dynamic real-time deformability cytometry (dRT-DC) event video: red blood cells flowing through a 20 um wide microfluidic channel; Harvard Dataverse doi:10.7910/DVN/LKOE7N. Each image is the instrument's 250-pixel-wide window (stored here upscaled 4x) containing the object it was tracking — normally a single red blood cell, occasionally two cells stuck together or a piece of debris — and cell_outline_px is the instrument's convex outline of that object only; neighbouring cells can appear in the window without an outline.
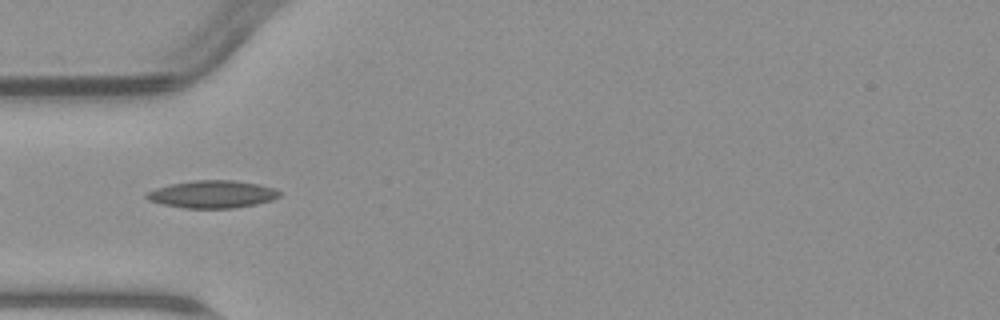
{"species": "common noctule bat (a hibernating species)", "species_latin": "Nyctalus noctula", "temperature_condition": "warm", "stored_images_in_passage": 8, "camera_frame_rate_fps": 3000, "um_per_image_px": 0.085, "animal": {"sex": "male", "body_mass_g": 23.1, "forearm_length_mm": 52.7}, "frame": {"image": 1, "passage_image": 5, "time_ms": 4.667, "image_size_px": [1000, 320], "cell_outline_px": [[280, 196], [272, 200], [256, 204], [232, 208], [184, 208], [164, 204], [148, 200], [144, 196], [148, 192], [156, 188], [172, 184], [192, 180], [232, 180], [260, 184], [276, 188], [280, 192]], "centroid_in_image_um": [18.08, 16.5], "position_along_channel_um": 66.9, "area_um2": 21.27}}
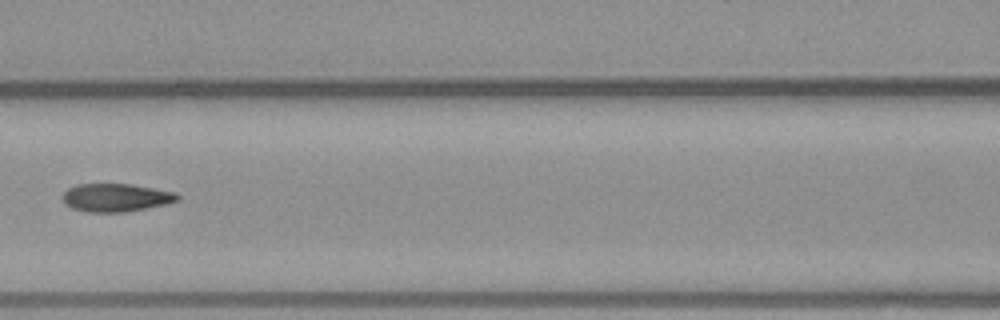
{"frame": {"image": 2, "passage_image": 7, "time_ms": 7.0, "image_size_px": [1000, 320], "cell_outline_px": [[180, 200], [164, 204], [124, 212], [88, 212], [72, 208], [64, 200], [64, 192], [68, 188], [76, 184], [132, 184], [176, 192], [180, 196]], "centroid_in_image_um": [9.88, 16.78], "position_along_channel_um": 156.7, "area_um2": 18.61}}
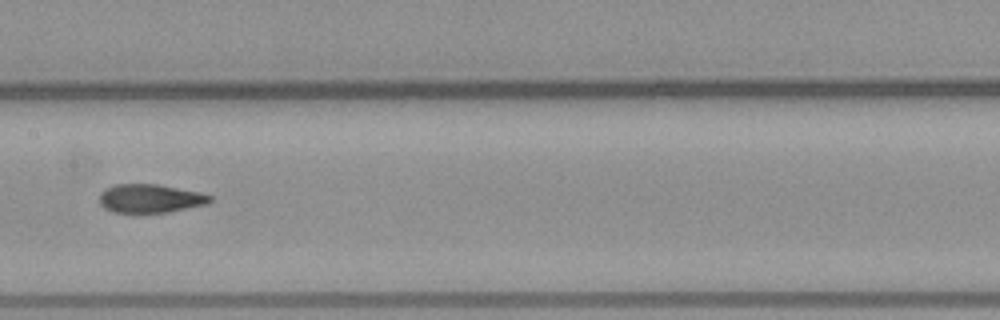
{"frame": {"image": 3, "passage_image": 8, "time_ms": 8.0, "image_size_px": [1000, 320], "cell_outline_px": [[212, 200], [208, 204], [168, 212], [112, 212], [104, 208], [100, 204], [100, 192], [104, 188], [116, 184], [160, 184], [200, 192], [212, 196]], "centroid_in_image_um": [12.77, 16.86], "position_along_channel_um": 194.6, "area_um2": 18.55}}